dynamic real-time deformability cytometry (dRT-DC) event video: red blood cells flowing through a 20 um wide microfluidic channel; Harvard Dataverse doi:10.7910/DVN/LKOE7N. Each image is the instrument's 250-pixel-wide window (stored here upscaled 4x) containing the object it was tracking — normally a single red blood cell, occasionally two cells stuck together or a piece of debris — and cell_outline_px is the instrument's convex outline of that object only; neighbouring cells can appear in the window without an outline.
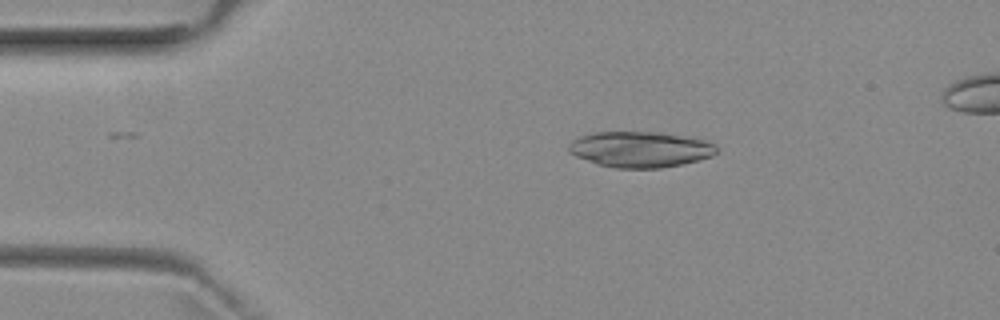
{"species": "common noctule bat (a hibernating species)", "species_latin": "Nyctalus noctula", "temperature_condition": "room temperature", "stored_images_in_passage": 3, "camera_frame_rate_fps": 3000, "um_per_image_px": 0.085, "animal": {"sex": "female", "body_mass_g": 29.2, "forearm_length_mm": 56.3}, "frame": {"image": 1, "passage_image": 1, "time_ms": 0.0, "image_size_px": [1000, 320], "cell_outline_px": [[716, 152], [712, 156], [700, 160], [660, 168], [616, 168], [596, 164], [576, 156], [568, 152], [568, 144], [572, 140], [580, 136], [596, 132], [656, 132], [704, 140], [716, 144]], "centroid_in_image_um": [54.38, 12.7], "position_along_channel_um": 30.6, "area_um2": 30.69}}